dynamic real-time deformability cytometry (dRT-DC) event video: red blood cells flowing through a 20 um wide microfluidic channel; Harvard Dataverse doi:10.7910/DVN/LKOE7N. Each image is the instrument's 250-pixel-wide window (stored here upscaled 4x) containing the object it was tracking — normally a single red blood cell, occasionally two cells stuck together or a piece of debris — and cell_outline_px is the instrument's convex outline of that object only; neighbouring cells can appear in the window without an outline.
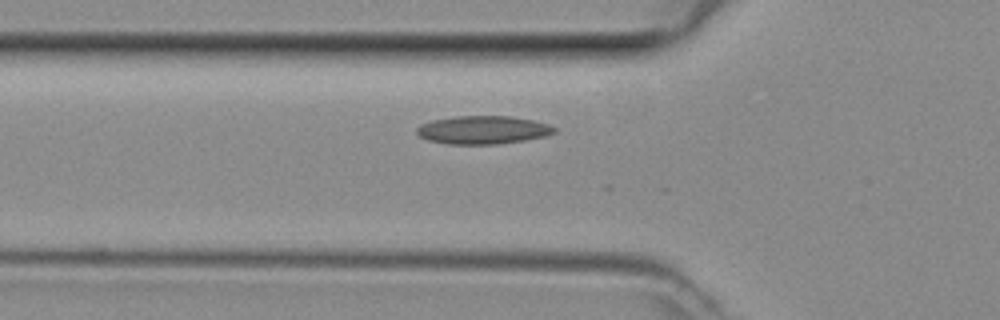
{"species": "common noctule bat (a hibernating species)", "species_latin": "Nyctalus noctula", "temperature_condition": "room temperature", "stored_images_in_passage": 10, "camera_frame_rate_fps": 3000, "um_per_image_px": 0.085, "animal": {"sex": "female", "body_mass_g": 29.2, "forearm_length_mm": 56.3}, "frame": {"image": 1, "passage_image": 6, "time_ms": 1.667, "image_size_px": [1000, 320], "cell_outline_px": [[556, 132], [544, 136], [524, 140], [496, 144], [448, 144], [428, 140], [420, 136], [416, 132], [416, 128], [420, 124], [432, 120], [456, 116], [512, 116], [532, 120], [548, 124], [556, 128]], "centroid_in_image_um": [41.03, 11.04], "position_along_channel_um": 84.8, "area_um2": 22.54}}
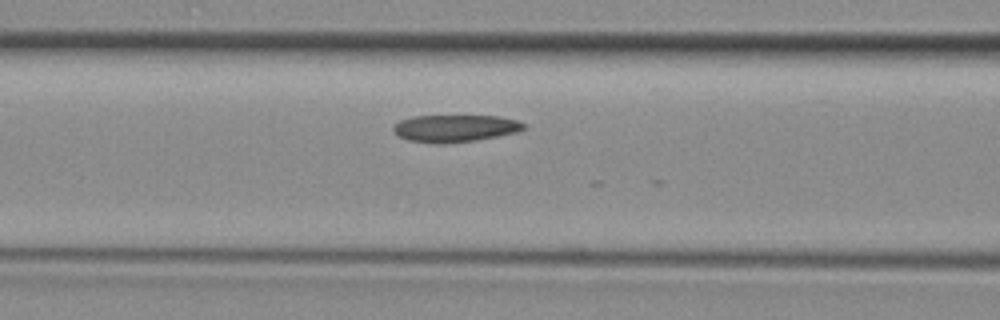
{"frame": {"image": 2, "passage_image": 9, "time_ms": 2.667, "image_size_px": [1000, 320], "cell_outline_px": [[524, 128], [516, 132], [476, 140], [440, 144], [408, 140], [400, 136], [392, 128], [400, 120], [412, 116], [500, 116], [516, 120], [524, 124]], "centroid_in_image_um": [38.66, 10.9], "position_along_channel_um": 127.9, "area_um2": 20.35}}